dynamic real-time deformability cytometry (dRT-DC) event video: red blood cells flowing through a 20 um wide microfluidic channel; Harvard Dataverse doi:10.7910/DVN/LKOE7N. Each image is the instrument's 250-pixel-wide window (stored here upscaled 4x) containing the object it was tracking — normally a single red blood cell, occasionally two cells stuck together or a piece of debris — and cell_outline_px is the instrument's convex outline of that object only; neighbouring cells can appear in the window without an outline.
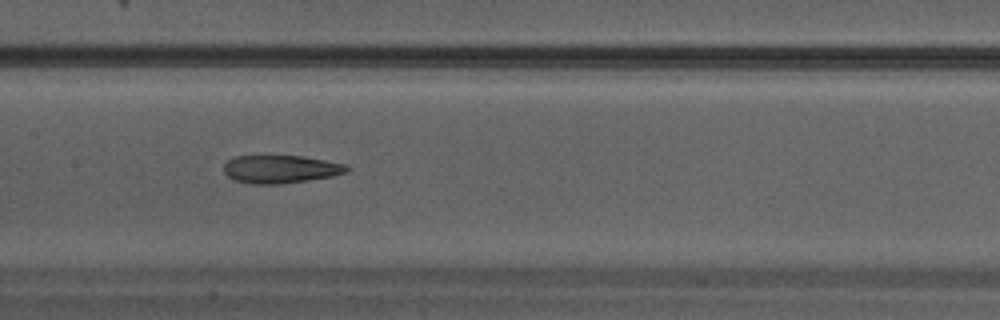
{"species": "Egyptian fruit bat (a non-hibernating species)", "species_latin": "Rousettus aegyptiacus", "temperature_condition": "warm", "stored_images_in_passage": 31, "camera_frame_rate_fps": 3000, "um_per_image_px": 0.085, "animal": {"sex": "male"}, "frame": {"image": 1, "passage_image": 14, "time_ms": 4.333, "image_size_px": [1000, 320], "cell_outline_px": [[352, 168], [348, 172], [332, 176], [308, 180], [280, 184], [252, 184], [232, 180], [224, 172], [224, 164], [228, 160], [236, 156], [304, 156], [344, 164]], "centroid_in_image_um": [23.85, 14.38], "position_along_channel_um": 183.6, "area_um2": 20.11}}